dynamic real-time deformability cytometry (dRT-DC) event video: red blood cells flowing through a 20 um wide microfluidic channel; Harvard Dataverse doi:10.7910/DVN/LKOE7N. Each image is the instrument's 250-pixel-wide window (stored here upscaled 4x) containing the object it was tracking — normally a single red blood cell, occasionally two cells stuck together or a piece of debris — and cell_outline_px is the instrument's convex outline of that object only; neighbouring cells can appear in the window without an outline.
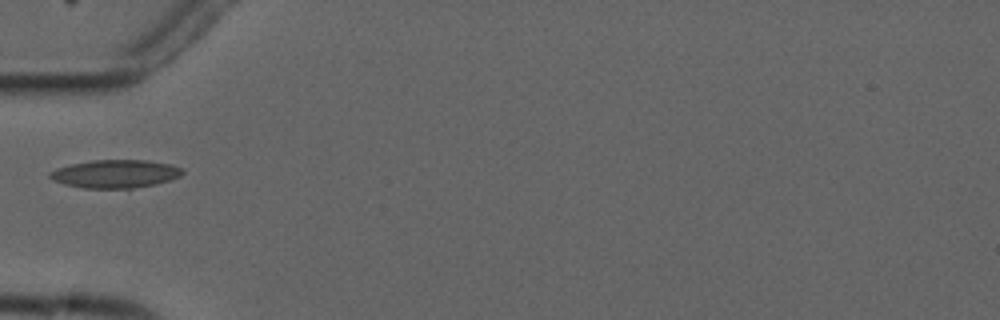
{"species": "common noctule bat (a hibernating species)", "species_latin": "Nyctalus noctula", "temperature_condition": "cold", "stored_images_in_passage": 2, "camera_frame_rate_fps": 3000, "um_per_image_px": 0.085, "animal": {"sex": "male", "forearm_length_mm": 52.5}, "frame": {"image": 1, "passage_image": 1, "time_ms": 0.0, "image_size_px": [1000, 320], "cell_outline_px": [[184, 172], [180, 176], [172, 180], [156, 184], [132, 188], [84, 188], [64, 184], [52, 180], [48, 176], [48, 172], [56, 168], [72, 164], [92, 160], [148, 160], [172, 164], [184, 168]], "centroid_in_image_um": [9.83, 14.77], "position_along_channel_um": 75.2, "area_um2": 21.96}}